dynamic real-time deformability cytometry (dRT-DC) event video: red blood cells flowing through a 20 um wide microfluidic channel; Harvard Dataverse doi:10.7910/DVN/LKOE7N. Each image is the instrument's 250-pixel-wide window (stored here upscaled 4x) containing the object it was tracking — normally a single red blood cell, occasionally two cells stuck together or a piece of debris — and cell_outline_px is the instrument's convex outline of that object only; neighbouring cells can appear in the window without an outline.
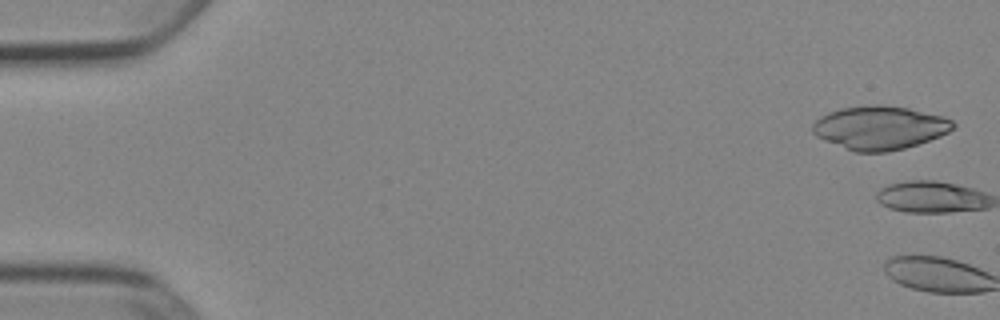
{"species": "Egyptian fruit bat (a non-hibernating species)", "species_latin": "Rousettus aegyptiacus", "temperature_condition": "cold", "stored_images_in_passage": 3, "camera_frame_rate_fps": 3000, "um_per_image_px": 0.085, "animal": {"sex": "female"}, "frame": {"image": 1, "passage_image": 2, "time_ms": 0.333, "image_size_px": [1000, 320], "cell_outline_px": [[956, 124], [948, 132], [940, 136], [904, 148], [888, 152], [856, 152], [824, 140], [816, 136], [812, 132], [812, 124], [820, 116], [828, 112], [840, 108], [872, 104], [880, 104], [908, 108], [944, 116], [952, 120]], "centroid_in_image_um": [74.76, 10.84], "position_along_channel_um": 10.2, "area_um2": 35.66}}